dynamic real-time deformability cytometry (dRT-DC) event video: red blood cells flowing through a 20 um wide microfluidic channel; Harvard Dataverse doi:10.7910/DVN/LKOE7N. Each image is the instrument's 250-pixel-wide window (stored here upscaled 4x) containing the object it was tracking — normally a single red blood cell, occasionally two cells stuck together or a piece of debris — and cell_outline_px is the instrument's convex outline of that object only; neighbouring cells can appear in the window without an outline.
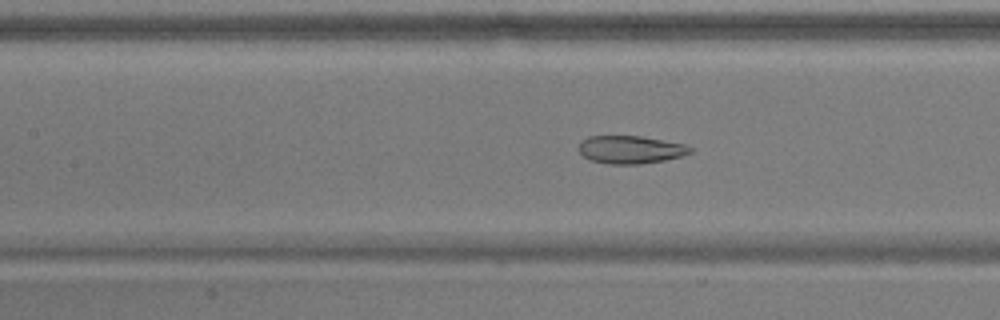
{"species": "common noctule bat (a hibernating species)", "species_latin": "Nyctalus noctula", "temperature_condition": "warm", "stored_images_in_passage": 45, "camera_frame_rate_fps": 3000, "um_per_image_px": 0.085, "animal": {"sex": "male", "body_mass_g": 17.9}, "frame": {"image": 1, "passage_image": 13, "time_ms": 4.0, "image_size_px": [1000, 320], "cell_outline_px": [[692, 152], [680, 156], [664, 160], [640, 164], [608, 164], [592, 160], [584, 156], [580, 152], [580, 140], [588, 136], [640, 136], [684, 144], [692, 148]], "centroid_in_image_um": [53.58, 12.71], "position_along_channel_um": 153.8, "area_um2": 17.92}}
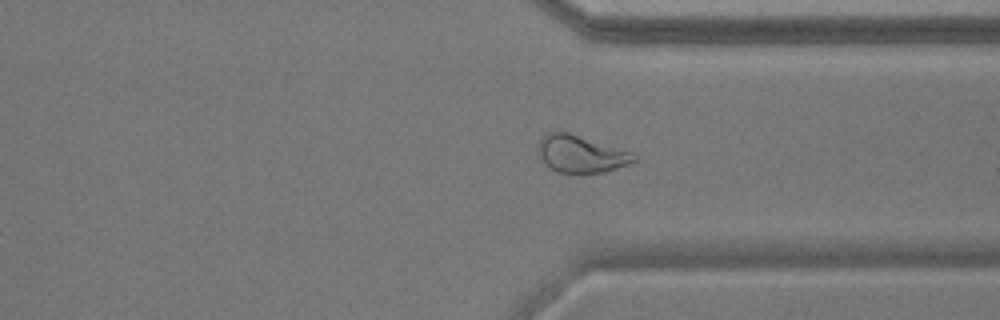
{"frame": {"image": 2, "passage_image": 30, "time_ms": 9.667, "image_size_px": [1000, 320], "cell_outline_px": [[636, 160], [628, 164], [604, 172], [556, 172], [540, 156], [540, 136], [548, 132], [568, 132], [632, 152], [636, 156]], "centroid_in_image_um": [49.4, 13.07], "position_along_channel_um": 362.0, "area_um2": 20.17}}
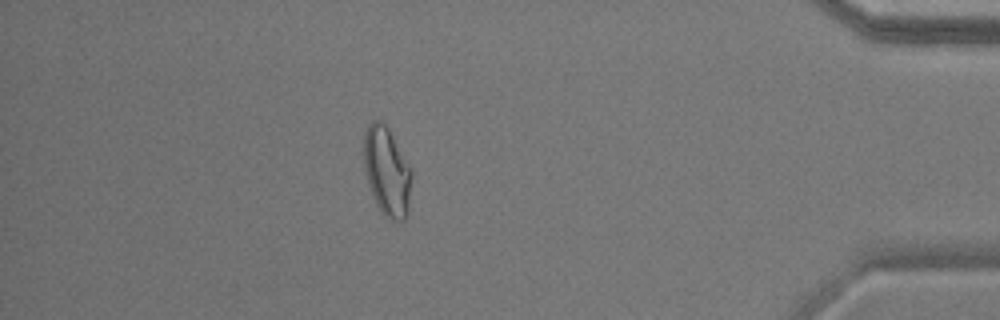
{"frame": {"image": 3, "passage_image": 37, "time_ms": 12.0, "image_size_px": [1000, 320], "cell_outline_px": [[412, 176], [408, 212], [404, 220], [392, 220], [384, 216], [376, 204], [368, 184], [364, 168], [364, 132], [368, 124], [372, 120], [380, 120], [388, 128], [412, 172]], "centroid_in_image_um": [32.87, 14.59], "position_along_channel_um": 402.3, "area_um2": 24.62}}